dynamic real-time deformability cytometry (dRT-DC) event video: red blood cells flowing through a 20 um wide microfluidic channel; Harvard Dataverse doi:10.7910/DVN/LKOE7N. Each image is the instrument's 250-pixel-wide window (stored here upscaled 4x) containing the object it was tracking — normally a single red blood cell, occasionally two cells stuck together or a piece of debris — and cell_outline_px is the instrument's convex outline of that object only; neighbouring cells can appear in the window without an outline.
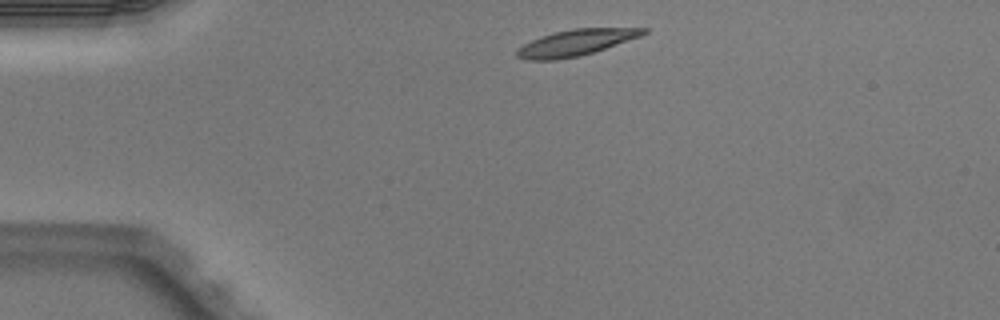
{"species": "Egyptian fruit bat (a non-hibernating species)", "species_latin": "Rousettus aegyptiacus", "temperature_condition": "warm", "stored_images_in_passage": 2, "camera_frame_rate_fps": 3000, "um_per_image_px": 0.085, "animal": {"sex": "male"}, "frame": {"image": 1, "passage_image": 1, "time_ms": 0.0, "image_size_px": [1000, 320], "cell_outline_px": [[648, 32], [640, 36], [580, 56], [556, 60], [528, 60], [516, 56], [516, 48], [540, 36], [572, 28], [648, 28]], "centroid_in_image_um": [48.9, 3.62], "position_along_channel_um": 36.1, "area_um2": 19.07}}